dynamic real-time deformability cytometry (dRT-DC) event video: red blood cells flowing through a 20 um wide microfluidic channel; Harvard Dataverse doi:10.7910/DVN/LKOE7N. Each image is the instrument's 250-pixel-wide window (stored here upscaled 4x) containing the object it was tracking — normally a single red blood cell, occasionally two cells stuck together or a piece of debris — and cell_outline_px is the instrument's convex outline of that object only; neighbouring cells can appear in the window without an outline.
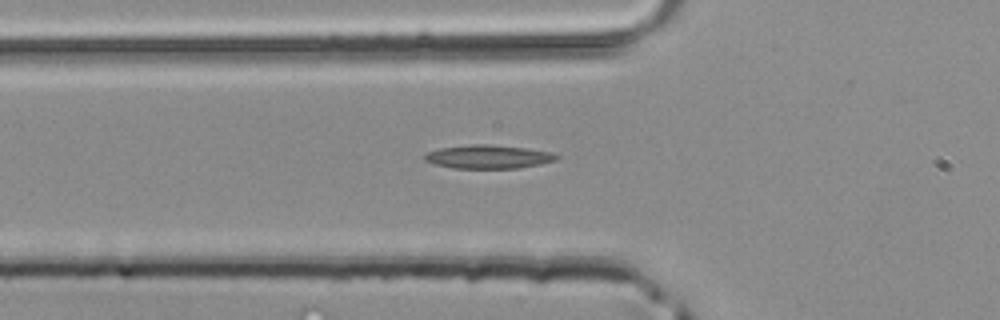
{"species": "common noctule bat (a hibernating species)", "species_latin": "Nyctalus noctula", "temperature_condition": "room temperature", "stored_images_in_passage": 35, "camera_frame_rate_fps": 3000, "um_per_image_px": 0.085, "animal": {"sex": "male", "body_mass_g": 20.4}, "frame": {"image": 1, "passage_image": 8, "time_ms": 2.333, "image_size_px": [1000, 320], "cell_outline_px": [[560, 156], [556, 160], [540, 164], [516, 168], [452, 168], [432, 164], [424, 160], [424, 156], [428, 152], [440, 148], [468, 144], [488, 144], [528, 148], [552, 152]], "centroid_in_image_um": [41.5, 13.32], "position_along_channel_um": 84.3, "area_um2": 18.21}}
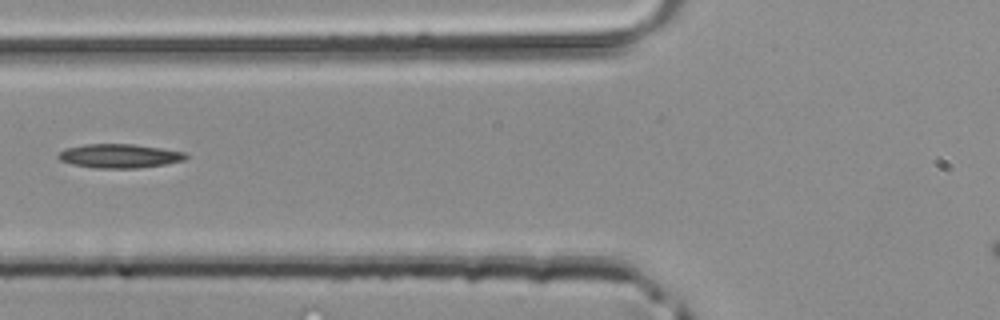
{"frame": {"image": 2, "passage_image": 10, "time_ms": 3.0, "image_size_px": [1000, 320], "cell_outline_px": [[188, 156], [184, 160], [164, 164], [140, 168], [96, 168], [72, 164], [60, 160], [56, 156], [60, 152], [68, 148], [84, 144], [132, 144], [188, 152]], "centroid_in_image_um": [10.18, 13.25], "position_along_channel_um": 115.6, "area_um2": 17.74}}
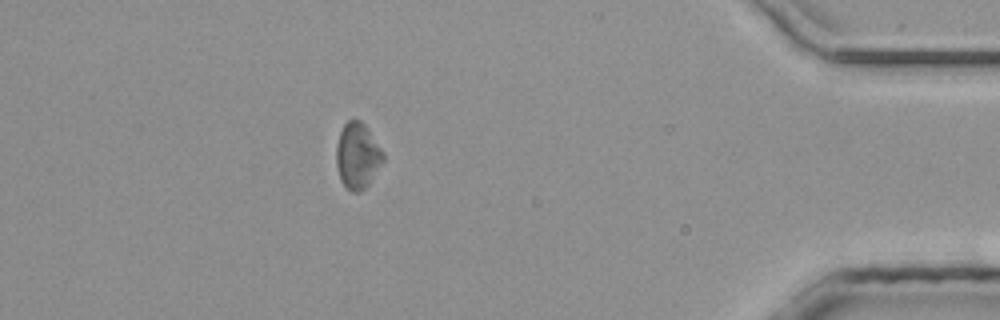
{"frame": {"image": 3, "passage_image": 32, "time_ms": 10.333, "image_size_px": [1000, 320], "cell_outline_px": [[384, 160], [368, 184], [360, 192], [352, 192], [344, 188], [340, 180], [336, 164], [336, 148], [340, 132], [344, 124], [348, 120], [360, 120], [364, 124], [384, 152]], "centroid_in_image_um": [30.37, 13.26], "position_along_channel_um": 404.8, "area_um2": 17.98}}